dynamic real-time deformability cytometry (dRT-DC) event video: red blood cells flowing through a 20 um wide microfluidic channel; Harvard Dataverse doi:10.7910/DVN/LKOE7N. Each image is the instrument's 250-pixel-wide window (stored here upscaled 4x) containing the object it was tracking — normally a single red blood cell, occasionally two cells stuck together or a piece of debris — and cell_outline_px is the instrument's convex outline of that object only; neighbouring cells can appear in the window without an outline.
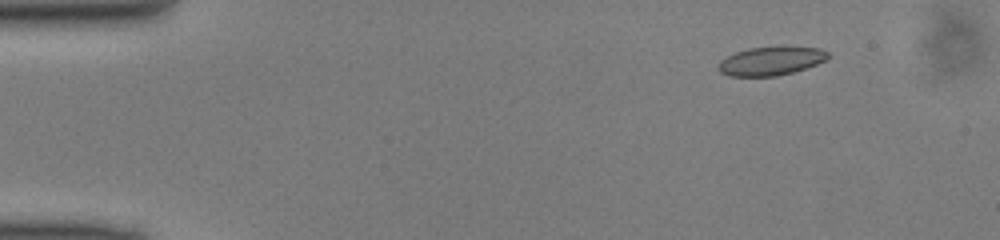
{"species": "common noctule bat (a hibernating species)", "species_latin": "Nyctalus noctula", "temperature_condition": "cold", "stored_images_in_passage": 46, "camera_frame_rate_fps": 3000, "um_per_image_px": 0.085, "animal": {"sex": "male", "body_mass_g": 13.0, "forearm_length_mm": 53.1}, "frame": {"image": 1, "passage_image": 3, "time_ms": 0.667, "image_size_px": [1000, 240], "cell_outline_px": [[828, 60], [792, 72], [776, 76], [728, 76], [720, 72], [716, 68], [720, 60], [736, 52], [748, 48], [820, 48], [828, 52]], "centroid_in_image_um": [65.48, 5.21], "position_along_channel_um": 19.5, "area_um2": 17.86}}
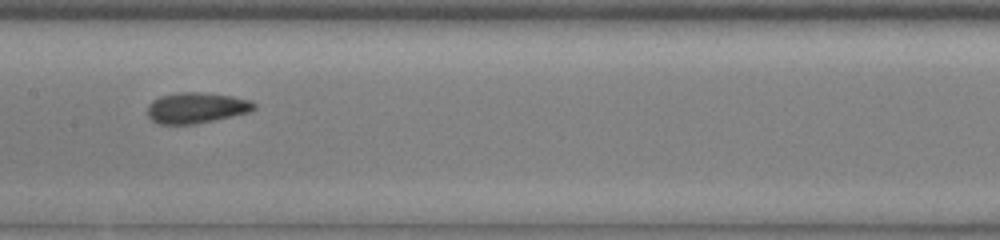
{"frame": {"image": 2, "passage_image": 22, "time_ms": 7.0, "image_size_px": [1000, 240], "cell_outline_px": [[256, 108], [248, 112], [196, 124], [160, 124], [152, 120], [148, 116], [148, 104], [152, 100], [160, 96], [180, 92], [200, 92], [232, 96], [252, 100], [256, 104]], "centroid_in_image_um": [16.68, 9.16], "position_along_channel_um": 190.7, "area_um2": 19.07}}
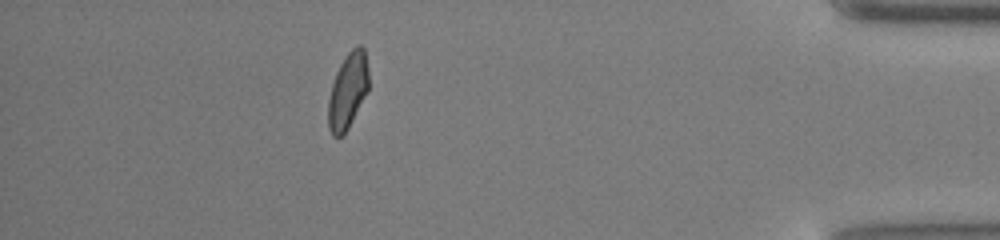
{"frame": {"image": 3, "passage_image": 41, "time_ms": 13.333, "image_size_px": [1000, 240], "cell_outline_px": [[368, 92], [344, 136], [332, 136], [328, 128], [328, 100], [332, 84], [336, 72], [340, 64], [348, 52], [356, 44], [360, 44], [364, 48], [368, 68]], "centroid_in_image_um": [29.57, 7.73], "position_along_channel_um": 405.6, "area_um2": 18.09}}